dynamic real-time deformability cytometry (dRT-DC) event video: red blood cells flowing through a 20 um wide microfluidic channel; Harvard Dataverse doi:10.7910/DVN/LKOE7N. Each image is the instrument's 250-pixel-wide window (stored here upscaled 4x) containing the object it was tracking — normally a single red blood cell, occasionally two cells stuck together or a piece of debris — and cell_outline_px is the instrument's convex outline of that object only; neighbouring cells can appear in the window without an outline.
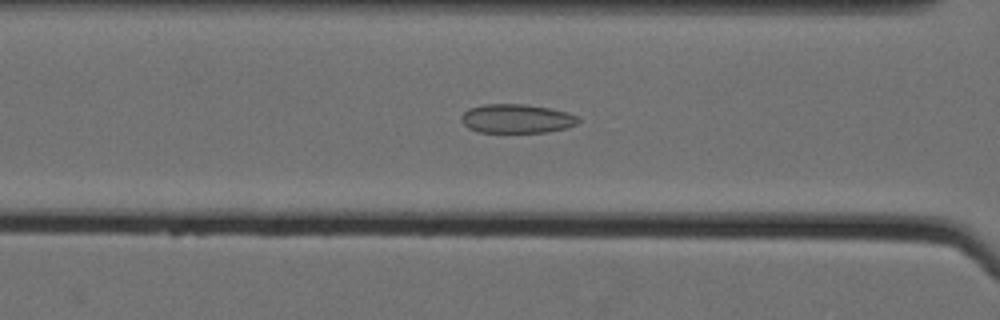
{"species": "Egyptian fruit bat (a non-hibernating species)", "species_latin": "Rousettus aegyptiacus", "temperature_condition": "cold", "stored_images_in_passage": 57, "camera_frame_rate_fps": 3000, "um_per_image_px": 0.085, "animal": {"sex": "female"}, "frame": {"image": 1, "passage_image": 29, "time_ms": 9.333, "image_size_px": [1000, 320], "cell_outline_px": [[580, 120], [576, 124], [564, 128], [548, 132], [476, 132], [468, 128], [460, 120], [460, 116], [468, 108], [484, 104], [524, 104], [552, 108], [568, 112], [580, 116]], "centroid_in_image_um": [43.91, 10.08], "position_along_channel_um": 122.7, "area_um2": 20.0}}
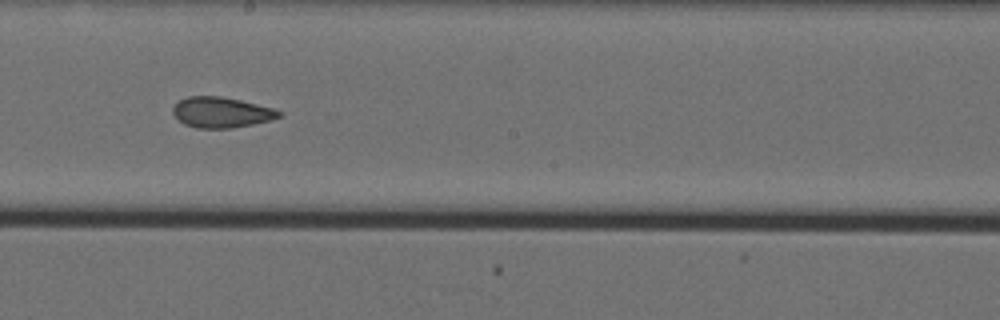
{"frame": {"image": 2, "passage_image": 38, "time_ms": 12.333, "image_size_px": [1000, 320], "cell_outline_px": [[284, 112], [280, 116], [268, 120], [252, 124], [232, 128], [196, 128], [184, 124], [172, 112], [172, 108], [180, 100], [188, 96], [220, 96], [240, 100], [276, 108]], "centroid_in_image_um": [18.83, 9.54], "position_along_channel_um": 229.4, "area_um2": 18.84}}
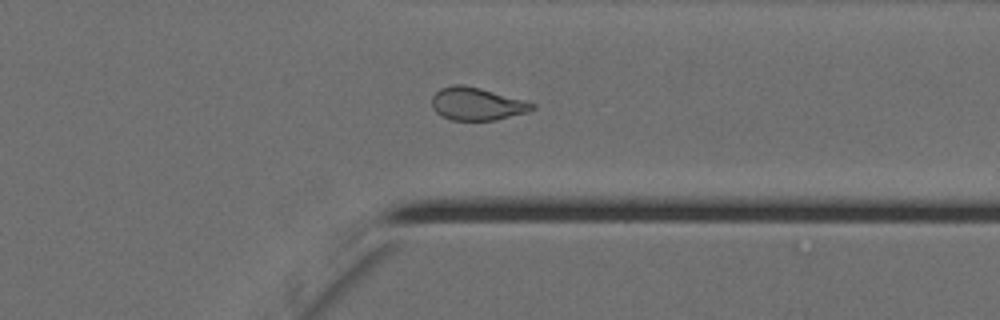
{"frame": {"image": 3, "passage_image": 50, "time_ms": 16.333, "image_size_px": [1000, 320], "cell_outline_px": [[536, 108], [528, 112], [496, 120], [452, 120], [440, 116], [432, 108], [432, 96], [440, 88], [452, 84], [464, 84], [480, 88], [524, 100], [536, 104]], "centroid_in_image_um": [40.52, 8.83], "position_along_channel_um": 370.9, "area_um2": 19.31}}